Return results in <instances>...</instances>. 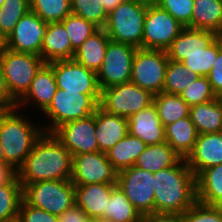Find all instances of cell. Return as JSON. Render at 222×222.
Wrapping results in <instances>:
<instances>
[{
    "mask_svg": "<svg viewBox=\"0 0 222 222\" xmlns=\"http://www.w3.org/2000/svg\"><path fill=\"white\" fill-rule=\"evenodd\" d=\"M73 157L53 134L44 132L17 170L21 184L47 180H71Z\"/></svg>",
    "mask_w": 222,
    "mask_h": 222,
    "instance_id": "1",
    "label": "cell"
},
{
    "mask_svg": "<svg viewBox=\"0 0 222 222\" xmlns=\"http://www.w3.org/2000/svg\"><path fill=\"white\" fill-rule=\"evenodd\" d=\"M154 212L182 215L197 201L196 176L182 158L153 173Z\"/></svg>",
    "mask_w": 222,
    "mask_h": 222,
    "instance_id": "2",
    "label": "cell"
},
{
    "mask_svg": "<svg viewBox=\"0 0 222 222\" xmlns=\"http://www.w3.org/2000/svg\"><path fill=\"white\" fill-rule=\"evenodd\" d=\"M24 116L17 107L4 110L0 114V144L4 163L16 171L23 165L35 142L44 133L42 126L34 124Z\"/></svg>",
    "mask_w": 222,
    "mask_h": 222,
    "instance_id": "3",
    "label": "cell"
},
{
    "mask_svg": "<svg viewBox=\"0 0 222 222\" xmlns=\"http://www.w3.org/2000/svg\"><path fill=\"white\" fill-rule=\"evenodd\" d=\"M101 94H81L57 89L49 107L43 112L50 124L44 125V132L53 133L62 124L87 118L99 106Z\"/></svg>",
    "mask_w": 222,
    "mask_h": 222,
    "instance_id": "4",
    "label": "cell"
},
{
    "mask_svg": "<svg viewBox=\"0 0 222 222\" xmlns=\"http://www.w3.org/2000/svg\"><path fill=\"white\" fill-rule=\"evenodd\" d=\"M21 185L23 200L28 205L57 217L76 203L71 180H47Z\"/></svg>",
    "mask_w": 222,
    "mask_h": 222,
    "instance_id": "5",
    "label": "cell"
},
{
    "mask_svg": "<svg viewBox=\"0 0 222 222\" xmlns=\"http://www.w3.org/2000/svg\"><path fill=\"white\" fill-rule=\"evenodd\" d=\"M148 7L125 0L108 14L103 28L110 40L142 48L143 26Z\"/></svg>",
    "mask_w": 222,
    "mask_h": 222,
    "instance_id": "6",
    "label": "cell"
},
{
    "mask_svg": "<svg viewBox=\"0 0 222 222\" xmlns=\"http://www.w3.org/2000/svg\"><path fill=\"white\" fill-rule=\"evenodd\" d=\"M0 64L10 95L18 101L30 88L31 82L45 64L41 56L5 49Z\"/></svg>",
    "mask_w": 222,
    "mask_h": 222,
    "instance_id": "7",
    "label": "cell"
},
{
    "mask_svg": "<svg viewBox=\"0 0 222 222\" xmlns=\"http://www.w3.org/2000/svg\"><path fill=\"white\" fill-rule=\"evenodd\" d=\"M168 61L164 50L138 48L132 61L130 81L153 95L163 92Z\"/></svg>",
    "mask_w": 222,
    "mask_h": 222,
    "instance_id": "8",
    "label": "cell"
},
{
    "mask_svg": "<svg viewBox=\"0 0 222 222\" xmlns=\"http://www.w3.org/2000/svg\"><path fill=\"white\" fill-rule=\"evenodd\" d=\"M154 95L133 82L114 85L101 90L99 106L106 112L129 118L151 105Z\"/></svg>",
    "mask_w": 222,
    "mask_h": 222,
    "instance_id": "9",
    "label": "cell"
},
{
    "mask_svg": "<svg viewBox=\"0 0 222 222\" xmlns=\"http://www.w3.org/2000/svg\"><path fill=\"white\" fill-rule=\"evenodd\" d=\"M137 49L130 44L109 41L103 64L96 73L100 90L130 82L132 61Z\"/></svg>",
    "mask_w": 222,
    "mask_h": 222,
    "instance_id": "10",
    "label": "cell"
},
{
    "mask_svg": "<svg viewBox=\"0 0 222 222\" xmlns=\"http://www.w3.org/2000/svg\"><path fill=\"white\" fill-rule=\"evenodd\" d=\"M184 28L158 5L149 6L143 26V49L166 51Z\"/></svg>",
    "mask_w": 222,
    "mask_h": 222,
    "instance_id": "11",
    "label": "cell"
},
{
    "mask_svg": "<svg viewBox=\"0 0 222 222\" xmlns=\"http://www.w3.org/2000/svg\"><path fill=\"white\" fill-rule=\"evenodd\" d=\"M117 185L142 216L154 213V176L136 166L117 174Z\"/></svg>",
    "mask_w": 222,
    "mask_h": 222,
    "instance_id": "12",
    "label": "cell"
},
{
    "mask_svg": "<svg viewBox=\"0 0 222 222\" xmlns=\"http://www.w3.org/2000/svg\"><path fill=\"white\" fill-rule=\"evenodd\" d=\"M117 174L106 153L98 151L73 156L71 181L74 185L117 184Z\"/></svg>",
    "mask_w": 222,
    "mask_h": 222,
    "instance_id": "13",
    "label": "cell"
},
{
    "mask_svg": "<svg viewBox=\"0 0 222 222\" xmlns=\"http://www.w3.org/2000/svg\"><path fill=\"white\" fill-rule=\"evenodd\" d=\"M47 24L31 10L20 18L13 31L6 38V48L15 52L41 56Z\"/></svg>",
    "mask_w": 222,
    "mask_h": 222,
    "instance_id": "14",
    "label": "cell"
},
{
    "mask_svg": "<svg viewBox=\"0 0 222 222\" xmlns=\"http://www.w3.org/2000/svg\"><path fill=\"white\" fill-rule=\"evenodd\" d=\"M53 68L58 89L81 94H101L96 72L74 59L48 63Z\"/></svg>",
    "mask_w": 222,
    "mask_h": 222,
    "instance_id": "15",
    "label": "cell"
},
{
    "mask_svg": "<svg viewBox=\"0 0 222 222\" xmlns=\"http://www.w3.org/2000/svg\"><path fill=\"white\" fill-rule=\"evenodd\" d=\"M53 134L69 150L72 157L82 153L99 151L95 134V112L87 118L62 124Z\"/></svg>",
    "mask_w": 222,
    "mask_h": 222,
    "instance_id": "16",
    "label": "cell"
},
{
    "mask_svg": "<svg viewBox=\"0 0 222 222\" xmlns=\"http://www.w3.org/2000/svg\"><path fill=\"white\" fill-rule=\"evenodd\" d=\"M186 161L196 177L203 170L222 164V132L198 134L194 149Z\"/></svg>",
    "mask_w": 222,
    "mask_h": 222,
    "instance_id": "17",
    "label": "cell"
},
{
    "mask_svg": "<svg viewBox=\"0 0 222 222\" xmlns=\"http://www.w3.org/2000/svg\"><path fill=\"white\" fill-rule=\"evenodd\" d=\"M128 120V133L138 137L146 145L166 142L165 126L162 124L154 103L131 115Z\"/></svg>",
    "mask_w": 222,
    "mask_h": 222,
    "instance_id": "18",
    "label": "cell"
},
{
    "mask_svg": "<svg viewBox=\"0 0 222 222\" xmlns=\"http://www.w3.org/2000/svg\"><path fill=\"white\" fill-rule=\"evenodd\" d=\"M57 89L53 68L48 63H45L31 82L30 88L17 101L16 107L20 109L21 106H30L28 103L35 104L43 113L51 104Z\"/></svg>",
    "mask_w": 222,
    "mask_h": 222,
    "instance_id": "19",
    "label": "cell"
},
{
    "mask_svg": "<svg viewBox=\"0 0 222 222\" xmlns=\"http://www.w3.org/2000/svg\"><path fill=\"white\" fill-rule=\"evenodd\" d=\"M95 134L99 151L106 153L128 134V120L98 106L95 110Z\"/></svg>",
    "mask_w": 222,
    "mask_h": 222,
    "instance_id": "20",
    "label": "cell"
},
{
    "mask_svg": "<svg viewBox=\"0 0 222 222\" xmlns=\"http://www.w3.org/2000/svg\"><path fill=\"white\" fill-rule=\"evenodd\" d=\"M217 38L218 34L215 32L184 27L166 53L170 60L182 62L188 53L202 52Z\"/></svg>",
    "mask_w": 222,
    "mask_h": 222,
    "instance_id": "21",
    "label": "cell"
},
{
    "mask_svg": "<svg viewBox=\"0 0 222 222\" xmlns=\"http://www.w3.org/2000/svg\"><path fill=\"white\" fill-rule=\"evenodd\" d=\"M117 184L92 183L74 185L75 201L88 217L102 220L112 189Z\"/></svg>",
    "mask_w": 222,
    "mask_h": 222,
    "instance_id": "22",
    "label": "cell"
},
{
    "mask_svg": "<svg viewBox=\"0 0 222 222\" xmlns=\"http://www.w3.org/2000/svg\"><path fill=\"white\" fill-rule=\"evenodd\" d=\"M75 51L72 49L68 33L61 22L47 24V33L41 48V57L45 63L59 60H71Z\"/></svg>",
    "mask_w": 222,
    "mask_h": 222,
    "instance_id": "23",
    "label": "cell"
},
{
    "mask_svg": "<svg viewBox=\"0 0 222 222\" xmlns=\"http://www.w3.org/2000/svg\"><path fill=\"white\" fill-rule=\"evenodd\" d=\"M189 116L198 134L222 132V97L190 107Z\"/></svg>",
    "mask_w": 222,
    "mask_h": 222,
    "instance_id": "24",
    "label": "cell"
},
{
    "mask_svg": "<svg viewBox=\"0 0 222 222\" xmlns=\"http://www.w3.org/2000/svg\"><path fill=\"white\" fill-rule=\"evenodd\" d=\"M109 41L110 38L106 31L99 28L75 51L73 59L97 73L103 64Z\"/></svg>",
    "mask_w": 222,
    "mask_h": 222,
    "instance_id": "25",
    "label": "cell"
},
{
    "mask_svg": "<svg viewBox=\"0 0 222 222\" xmlns=\"http://www.w3.org/2000/svg\"><path fill=\"white\" fill-rule=\"evenodd\" d=\"M197 137L196 127L190 116L165 126L166 142L184 159L193 151Z\"/></svg>",
    "mask_w": 222,
    "mask_h": 222,
    "instance_id": "26",
    "label": "cell"
},
{
    "mask_svg": "<svg viewBox=\"0 0 222 222\" xmlns=\"http://www.w3.org/2000/svg\"><path fill=\"white\" fill-rule=\"evenodd\" d=\"M181 159L182 157L167 142H162L155 145H147L138 156L134 166L154 173L176 165Z\"/></svg>",
    "mask_w": 222,
    "mask_h": 222,
    "instance_id": "27",
    "label": "cell"
},
{
    "mask_svg": "<svg viewBox=\"0 0 222 222\" xmlns=\"http://www.w3.org/2000/svg\"><path fill=\"white\" fill-rule=\"evenodd\" d=\"M191 28L212 31L222 30V0H194Z\"/></svg>",
    "mask_w": 222,
    "mask_h": 222,
    "instance_id": "28",
    "label": "cell"
},
{
    "mask_svg": "<svg viewBox=\"0 0 222 222\" xmlns=\"http://www.w3.org/2000/svg\"><path fill=\"white\" fill-rule=\"evenodd\" d=\"M138 137L129 133L117 142L109 151L106 152L108 160L112 163L113 168L120 172L124 169L134 166L138 156L146 148Z\"/></svg>",
    "mask_w": 222,
    "mask_h": 222,
    "instance_id": "29",
    "label": "cell"
},
{
    "mask_svg": "<svg viewBox=\"0 0 222 222\" xmlns=\"http://www.w3.org/2000/svg\"><path fill=\"white\" fill-rule=\"evenodd\" d=\"M112 222H143V216L128 200L121 188L116 185L108 199L106 209L102 214V221Z\"/></svg>",
    "mask_w": 222,
    "mask_h": 222,
    "instance_id": "30",
    "label": "cell"
},
{
    "mask_svg": "<svg viewBox=\"0 0 222 222\" xmlns=\"http://www.w3.org/2000/svg\"><path fill=\"white\" fill-rule=\"evenodd\" d=\"M197 201L213 205L222 196V164L203 170L196 177Z\"/></svg>",
    "mask_w": 222,
    "mask_h": 222,
    "instance_id": "31",
    "label": "cell"
},
{
    "mask_svg": "<svg viewBox=\"0 0 222 222\" xmlns=\"http://www.w3.org/2000/svg\"><path fill=\"white\" fill-rule=\"evenodd\" d=\"M153 103L164 126L189 116L190 107L179 95L161 92L154 95Z\"/></svg>",
    "mask_w": 222,
    "mask_h": 222,
    "instance_id": "32",
    "label": "cell"
},
{
    "mask_svg": "<svg viewBox=\"0 0 222 222\" xmlns=\"http://www.w3.org/2000/svg\"><path fill=\"white\" fill-rule=\"evenodd\" d=\"M23 200V187L16 176L9 184L0 186V222L18 218Z\"/></svg>",
    "mask_w": 222,
    "mask_h": 222,
    "instance_id": "33",
    "label": "cell"
},
{
    "mask_svg": "<svg viewBox=\"0 0 222 222\" xmlns=\"http://www.w3.org/2000/svg\"><path fill=\"white\" fill-rule=\"evenodd\" d=\"M197 77L198 75L191 72L182 62L169 59L163 92L180 95Z\"/></svg>",
    "mask_w": 222,
    "mask_h": 222,
    "instance_id": "34",
    "label": "cell"
},
{
    "mask_svg": "<svg viewBox=\"0 0 222 222\" xmlns=\"http://www.w3.org/2000/svg\"><path fill=\"white\" fill-rule=\"evenodd\" d=\"M222 49V42L218 37L202 52L188 53L182 63L198 76H207L216 61L218 52Z\"/></svg>",
    "mask_w": 222,
    "mask_h": 222,
    "instance_id": "35",
    "label": "cell"
},
{
    "mask_svg": "<svg viewBox=\"0 0 222 222\" xmlns=\"http://www.w3.org/2000/svg\"><path fill=\"white\" fill-rule=\"evenodd\" d=\"M30 9L46 23L61 22L71 14V0H30Z\"/></svg>",
    "mask_w": 222,
    "mask_h": 222,
    "instance_id": "36",
    "label": "cell"
},
{
    "mask_svg": "<svg viewBox=\"0 0 222 222\" xmlns=\"http://www.w3.org/2000/svg\"><path fill=\"white\" fill-rule=\"evenodd\" d=\"M30 10V0H5L0 8V34L7 38L20 18Z\"/></svg>",
    "mask_w": 222,
    "mask_h": 222,
    "instance_id": "37",
    "label": "cell"
},
{
    "mask_svg": "<svg viewBox=\"0 0 222 222\" xmlns=\"http://www.w3.org/2000/svg\"><path fill=\"white\" fill-rule=\"evenodd\" d=\"M61 23L64 25L66 32L68 33L74 51H76L86 39L99 29L92 22L72 13L66 16Z\"/></svg>",
    "mask_w": 222,
    "mask_h": 222,
    "instance_id": "38",
    "label": "cell"
},
{
    "mask_svg": "<svg viewBox=\"0 0 222 222\" xmlns=\"http://www.w3.org/2000/svg\"><path fill=\"white\" fill-rule=\"evenodd\" d=\"M102 0H71V12L92 22L98 28H104L107 22Z\"/></svg>",
    "mask_w": 222,
    "mask_h": 222,
    "instance_id": "39",
    "label": "cell"
},
{
    "mask_svg": "<svg viewBox=\"0 0 222 222\" xmlns=\"http://www.w3.org/2000/svg\"><path fill=\"white\" fill-rule=\"evenodd\" d=\"M189 107L203 104L216 99L207 76H198L190 85L179 95Z\"/></svg>",
    "mask_w": 222,
    "mask_h": 222,
    "instance_id": "40",
    "label": "cell"
},
{
    "mask_svg": "<svg viewBox=\"0 0 222 222\" xmlns=\"http://www.w3.org/2000/svg\"><path fill=\"white\" fill-rule=\"evenodd\" d=\"M194 0H158L157 5L167 11L184 27L191 28Z\"/></svg>",
    "mask_w": 222,
    "mask_h": 222,
    "instance_id": "41",
    "label": "cell"
},
{
    "mask_svg": "<svg viewBox=\"0 0 222 222\" xmlns=\"http://www.w3.org/2000/svg\"><path fill=\"white\" fill-rule=\"evenodd\" d=\"M183 222H222V211L196 201L183 214Z\"/></svg>",
    "mask_w": 222,
    "mask_h": 222,
    "instance_id": "42",
    "label": "cell"
},
{
    "mask_svg": "<svg viewBox=\"0 0 222 222\" xmlns=\"http://www.w3.org/2000/svg\"><path fill=\"white\" fill-rule=\"evenodd\" d=\"M18 219L20 222H59V218L49 212L32 207L22 200Z\"/></svg>",
    "mask_w": 222,
    "mask_h": 222,
    "instance_id": "43",
    "label": "cell"
},
{
    "mask_svg": "<svg viewBox=\"0 0 222 222\" xmlns=\"http://www.w3.org/2000/svg\"><path fill=\"white\" fill-rule=\"evenodd\" d=\"M207 78L216 96L222 97V49L218 52L216 61Z\"/></svg>",
    "mask_w": 222,
    "mask_h": 222,
    "instance_id": "44",
    "label": "cell"
},
{
    "mask_svg": "<svg viewBox=\"0 0 222 222\" xmlns=\"http://www.w3.org/2000/svg\"><path fill=\"white\" fill-rule=\"evenodd\" d=\"M16 103L17 101L10 95L7 89L5 77L0 64V107L3 110H9L16 108Z\"/></svg>",
    "mask_w": 222,
    "mask_h": 222,
    "instance_id": "45",
    "label": "cell"
},
{
    "mask_svg": "<svg viewBox=\"0 0 222 222\" xmlns=\"http://www.w3.org/2000/svg\"><path fill=\"white\" fill-rule=\"evenodd\" d=\"M88 216L76 203L64 211L58 218L59 222H85Z\"/></svg>",
    "mask_w": 222,
    "mask_h": 222,
    "instance_id": "46",
    "label": "cell"
},
{
    "mask_svg": "<svg viewBox=\"0 0 222 222\" xmlns=\"http://www.w3.org/2000/svg\"><path fill=\"white\" fill-rule=\"evenodd\" d=\"M143 222H183V217L179 214L154 212L143 216Z\"/></svg>",
    "mask_w": 222,
    "mask_h": 222,
    "instance_id": "47",
    "label": "cell"
},
{
    "mask_svg": "<svg viewBox=\"0 0 222 222\" xmlns=\"http://www.w3.org/2000/svg\"><path fill=\"white\" fill-rule=\"evenodd\" d=\"M17 176V171L6 163H0V186L9 184Z\"/></svg>",
    "mask_w": 222,
    "mask_h": 222,
    "instance_id": "48",
    "label": "cell"
},
{
    "mask_svg": "<svg viewBox=\"0 0 222 222\" xmlns=\"http://www.w3.org/2000/svg\"><path fill=\"white\" fill-rule=\"evenodd\" d=\"M125 0H102V4L107 14L111 13L119 4Z\"/></svg>",
    "mask_w": 222,
    "mask_h": 222,
    "instance_id": "49",
    "label": "cell"
},
{
    "mask_svg": "<svg viewBox=\"0 0 222 222\" xmlns=\"http://www.w3.org/2000/svg\"><path fill=\"white\" fill-rule=\"evenodd\" d=\"M134 3L142 4L147 7L157 5L158 0H130Z\"/></svg>",
    "mask_w": 222,
    "mask_h": 222,
    "instance_id": "50",
    "label": "cell"
},
{
    "mask_svg": "<svg viewBox=\"0 0 222 222\" xmlns=\"http://www.w3.org/2000/svg\"><path fill=\"white\" fill-rule=\"evenodd\" d=\"M6 49V38L0 34V55Z\"/></svg>",
    "mask_w": 222,
    "mask_h": 222,
    "instance_id": "51",
    "label": "cell"
},
{
    "mask_svg": "<svg viewBox=\"0 0 222 222\" xmlns=\"http://www.w3.org/2000/svg\"><path fill=\"white\" fill-rule=\"evenodd\" d=\"M213 206L222 211V196L213 204Z\"/></svg>",
    "mask_w": 222,
    "mask_h": 222,
    "instance_id": "52",
    "label": "cell"
},
{
    "mask_svg": "<svg viewBox=\"0 0 222 222\" xmlns=\"http://www.w3.org/2000/svg\"><path fill=\"white\" fill-rule=\"evenodd\" d=\"M85 222H103V221L99 218L87 217Z\"/></svg>",
    "mask_w": 222,
    "mask_h": 222,
    "instance_id": "53",
    "label": "cell"
},
{
    "mask_svg": "<svg viewBox=\"0 0 222 222\" xmlns=\"http://www.w3.org/2000/svg\"><path fill=\"white\" fill-rule=\"evenodd\" d=\"M0 163H4V155L0 144Z\"/></svg>",
    "mask_w": 222,
    "mask_h": 222,
    "instance_id": "54",
    "label": "cell"
},
{
    "mask_svg": "<svg viewBox=\"0 0 222 222\" xmlns=\"http://www.w3.org/2000/svg\"><path fill=\"white\" fill-rule=\"evenodd\" d=\"M218 37L220 38L221 42H222V30L220 31V33L218 34Z\"/></svg>",
    "mask_w": 222,
    "mask_h": 222,
    "instance_id": "55",
    "label": "cell"
},
{
    "mask_svg": "<svg viewBox=\"0 0 222 222\" xmlns=\"http://www.w3.org/2000/svg\"><path fill=\"white\" fill-rule=\"evenodd\" d=\"M8 222H20L19 219H14V220H11V221H8Z\"/></svg>",
    "mask_w": 222,
    "mask_h": 222,
    "instance_id": "56",
    "label": "cell"
},
{
    "mask_svg": "<svg viewBox=\"0 0 222 222\" xmlns=\"http://www.w3.org/2000/svg\"><path fill=\"white\" fill-rule=\"evenodd\" d=\"M5 0H0V8L3 6Z\"/></svg>",
    "mask_w": 222,
    "mask_h": 222,
    "instance_id": "57",
    "label": "cell"
},
{
    "mask_svg": "<svg viewBox=\"0 0 222 222\" xmlns=\"http://www.w3.org/2000/svg\"><path fill=\"white\" fill-rule=\"evenodd\" d=\"M4 110L0 107V114L3 112Z\"/></svg>",
    "mask_w": 222,
    "mask_h": 222,
    "instance_id": "58",
    "label": "cell"
}]
</instances>
